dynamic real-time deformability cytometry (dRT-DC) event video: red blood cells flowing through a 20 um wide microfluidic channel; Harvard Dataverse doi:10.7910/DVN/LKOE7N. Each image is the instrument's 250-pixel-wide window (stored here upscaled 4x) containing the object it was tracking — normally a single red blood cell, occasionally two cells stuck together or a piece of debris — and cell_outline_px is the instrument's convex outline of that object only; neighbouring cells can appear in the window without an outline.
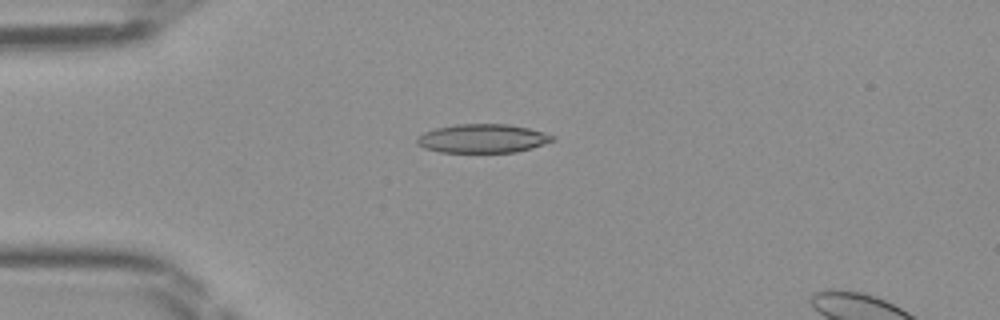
{"species": "Egyptian fruit bat (a non-hibernating species)", "species_latin": "Rousettus aegyptiacus", "temperature_condition": "room temperature", "stored_images_in_passage": 37, "camera_frame_rate_fps": 3000, "um_per_image_px": 0.085, "frame": {"image": 1, "passage_image": 2, "time_ms": 0.333, "image_size_px": [1000, 320], "cell_outline_px": [[556, 140], [532, 148], [516, 152], [440, 152], [424, 148], [416, 144], [416, 140], [424, 132], [436, 128], [456, 124], [508, 124], [528, 128], [544, 132], [556, 136]], "centroid_in_image_um": [41.05, 11.77], "position_along_channel_um": 44.0, "area_um2": 22.77}}
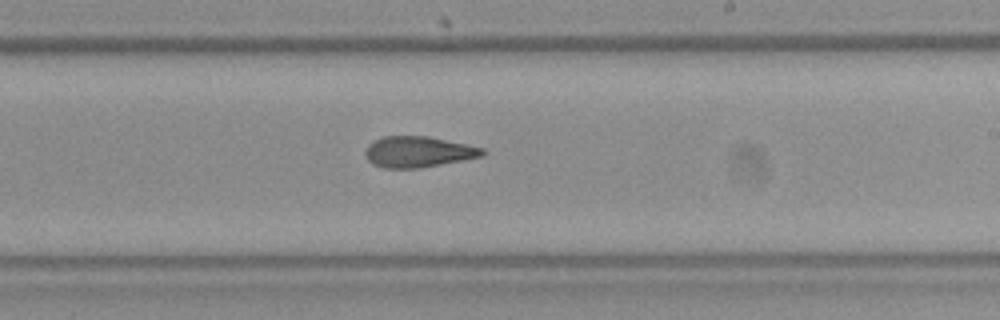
{"frame": {"image": 2, "passage_image": 18, "time_ms": 5.667, "image_size_px": [1000, 320], "cell_outline_px": [[488, 152], [484, 156], [464, 160], [420, 168], [384, 168], [372, 164], [368, 160], [364, 152], [368, 144], [372, 140], [384, 136], [428, 136], [484, 148]], "centroid_in_image_um": [35.55, 12.91], "position_along_channel_um": 253.4, "area_um2": 21.33}}
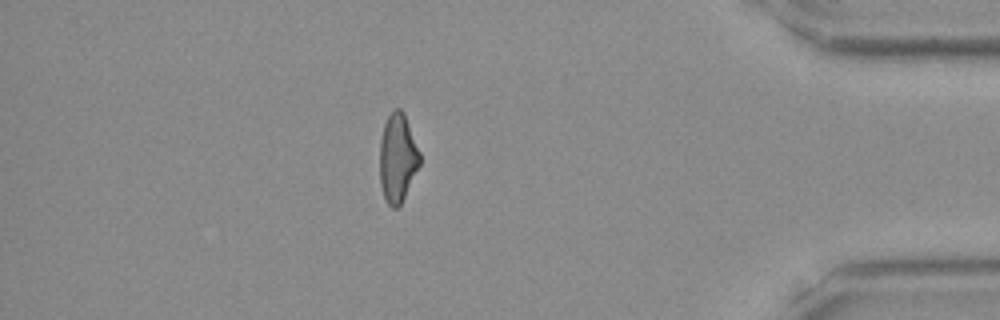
{"frame": {"image": 3, "passage_image": 31, "time_ms": 10.0, "image_size_px": [1000, 320], "cell_outline_px": [[420, 164], [400, 204], [396, 208], [392, 208], [388, 204], [384, 196], [380, 184], [380, 140], [384, 124], [392, 108], [400, 108], [404, 112], [420, 152]], "centroid_in_image_um": [33.79, 13.38], "position_along_channel_um": 401.4, "area_um2": 20.58}}